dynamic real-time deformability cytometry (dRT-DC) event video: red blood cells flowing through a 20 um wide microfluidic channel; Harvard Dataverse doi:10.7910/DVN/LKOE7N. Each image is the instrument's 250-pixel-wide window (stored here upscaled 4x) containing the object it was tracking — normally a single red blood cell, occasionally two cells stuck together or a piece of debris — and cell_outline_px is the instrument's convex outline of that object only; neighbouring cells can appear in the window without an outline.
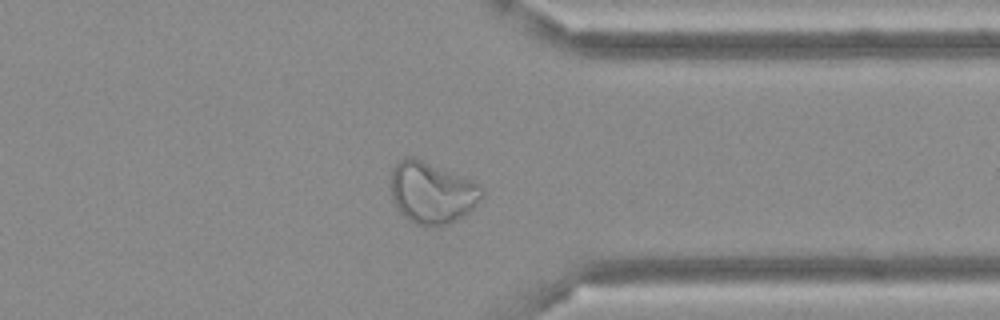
{"species": "Egyptian fruit bat (a non-hibernating species)", "species_latin": "Rousettus aegyptiacus", "temperature_condition": "cold", "stored_images_in_passage": 51, "segment_of_instrument_passage": [1, 2], "camera_frame_rate_fps": 3000, "um_per_image_px": 0.085, "frame": {"image": 1, "passage_image": 39, "time_ms": 12.667, "image_size_px": [1000, 320], "cell_outline_px": [[484, 192], [480, 200], [464, 216], [448, 224], [416, 224], [408, 220], [396, 208], [392, 200], [388, 184], [392, 168], [396, 160], [404, 156], [412, 156], [468, 180], [484, 188]], "centroid_in_image_um": [36.61, 16.36], "position_along_channel_um": 374.8, "area_um2": 32.54}}
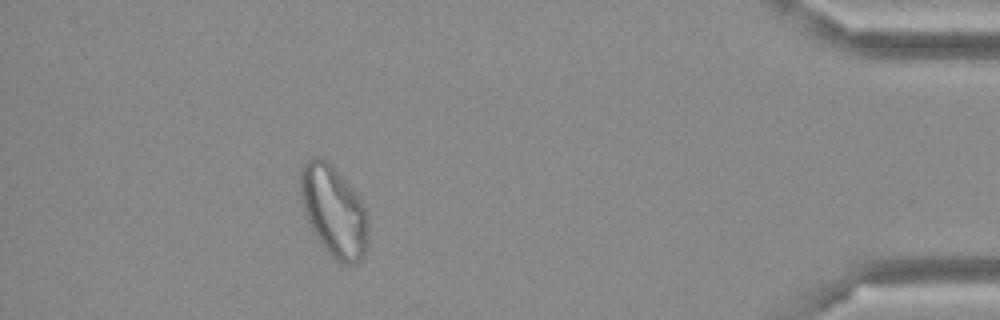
{"frame": {"image": 2, "passage_image": 45, "time_ms": 14.667, "image_size_px": [1000, 320], "cell_outline_px": [[368, 244], [364, 256], [356, 264], [344, 264], [336, 260], [324, 248], [316, 236], [304, 212], [300, 196], [300, 168], [312, 156], [320, 156], [332, 164], [352, 188], [364, 204], [368, 216]], "centroid_in_image_um": [28.39, 17.94], "position_along_channel_um": 406.8, "area_um2": 36.18}}